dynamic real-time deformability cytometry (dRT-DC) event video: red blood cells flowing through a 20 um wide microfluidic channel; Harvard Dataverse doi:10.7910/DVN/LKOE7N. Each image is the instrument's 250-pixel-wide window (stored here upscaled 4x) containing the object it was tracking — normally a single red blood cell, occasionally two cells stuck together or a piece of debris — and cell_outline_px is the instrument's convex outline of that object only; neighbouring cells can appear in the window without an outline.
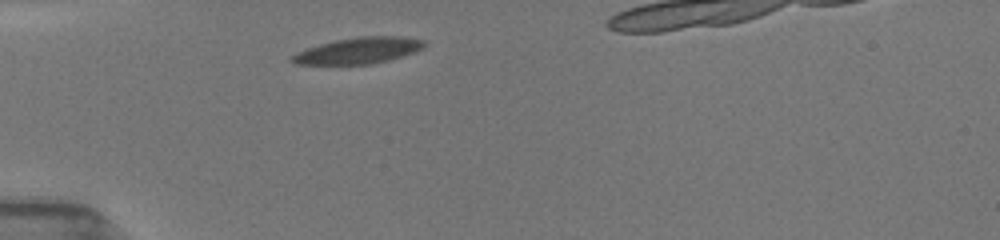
{"species": "common noctule bat (a hibernating species)", "species_latin": "Nyctalus noctula", "temperature_condition": "room temperature", "stored_images_in_passage": 1, "camera_frame_rate_fps": 3000, "um_per_image_px": 0.085, "animal": {"sex": "female", "body_mass_g": 19.5, "forearm_length_mm": 54.1}, "frame": {"image": 1, "passage_image": 1, "time_ms": 0.0, "image_size_px": [1000, 240], "cell_outline_px": [[424, 48], [404, 56], [372, 64], [296, 64], [288, 60], [292, 56], [308, 48], [320, 44], [336, 40], [360, 36], [396, 36], [424, 40]], "centroid_in_image_um": [30.49, 4.3], "position_along_channel_um": 54.5, "area_um2": 19.94}}